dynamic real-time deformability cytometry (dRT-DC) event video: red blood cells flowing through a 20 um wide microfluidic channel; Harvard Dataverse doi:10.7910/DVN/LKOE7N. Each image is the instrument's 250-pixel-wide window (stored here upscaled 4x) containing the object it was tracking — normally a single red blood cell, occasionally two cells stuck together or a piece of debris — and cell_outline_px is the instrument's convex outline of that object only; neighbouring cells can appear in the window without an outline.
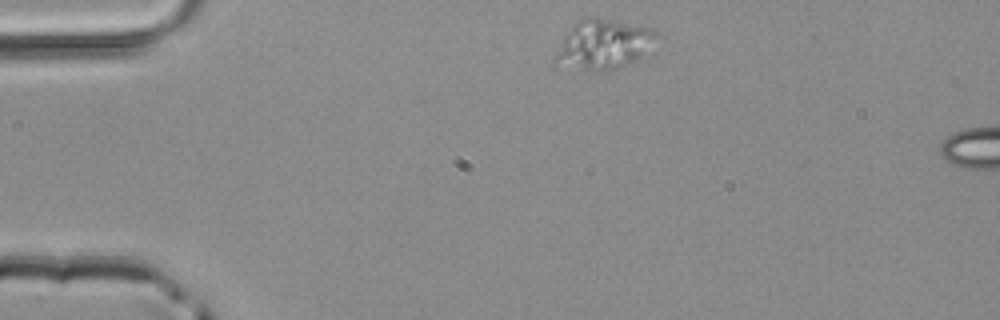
{"species": "common noctule bat (a hibernating species)", "species_latin": "Nyctalus noctula", "temperature_condition": "room temperature", "stored_images_in_passage": 5, "segment_of_instrument_passage": [1, 2], "camera_frame_rate_fps": 3000, "um_per_image_px": 0.085, "animal": {"sex": "male", "body_mass_g": 20.4}, "frame": {"image": 1, "passage_image": 1, "time_ms": 0.0, "image_size_px": [1000, 320], "cell_outline_px": [[664, 36], [636, 60], [628, 64], [616, 68], [600, 72], [552, 68], [552, 60], [564, 36], [572, 24], [580, 20], [616, 20], [652, 28], [660, 32]], "centroid_in_image_um": [51.28, 3.84], "position_along_channel_um": 33.7, "area_um2": 30.06}}